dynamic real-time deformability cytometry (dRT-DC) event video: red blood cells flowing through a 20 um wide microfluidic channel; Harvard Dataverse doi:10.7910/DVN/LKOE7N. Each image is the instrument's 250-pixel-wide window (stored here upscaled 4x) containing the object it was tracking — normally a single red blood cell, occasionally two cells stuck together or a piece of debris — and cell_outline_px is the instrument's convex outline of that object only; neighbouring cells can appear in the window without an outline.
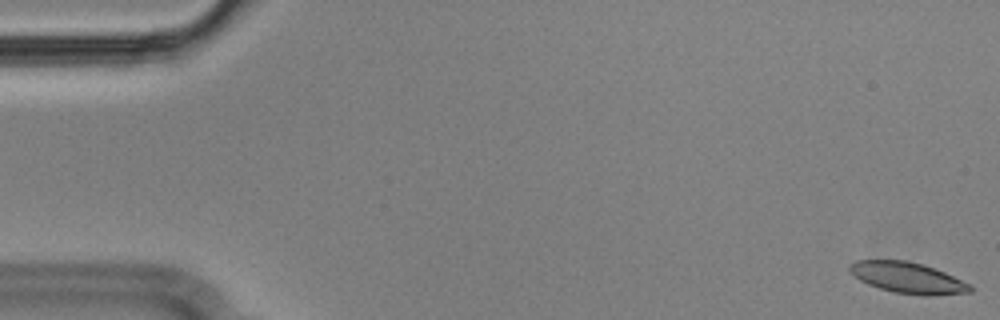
{"species": "Egyptian fruit bat (a non-hibernating species)", "species_latin": "Rousettus aegyptiacus", "temperature_condition": "cold", "stored_images_in_passage": 56, "camera_frame_rate_fps": 3000, "um_per_image_px": 0.085, "animal": {"sex": "male"}, "frame": {"image": 1, "passage_image": 1, "time_ms": 0.0, "image_size_px": [1000, 320], "cell_outline_px": [[972, 292], [928, 296], [924, 296], [896, 292], [880, 288], [868, 284], [860, 280], [848, 268], [856, 260], [904, 260], [924, 264], [944, 272], [972, 284]], "centroid_in_image_um": [77.22, 23.61], "position_along_channel_um": 7.8, "area_um2": 21.62}}
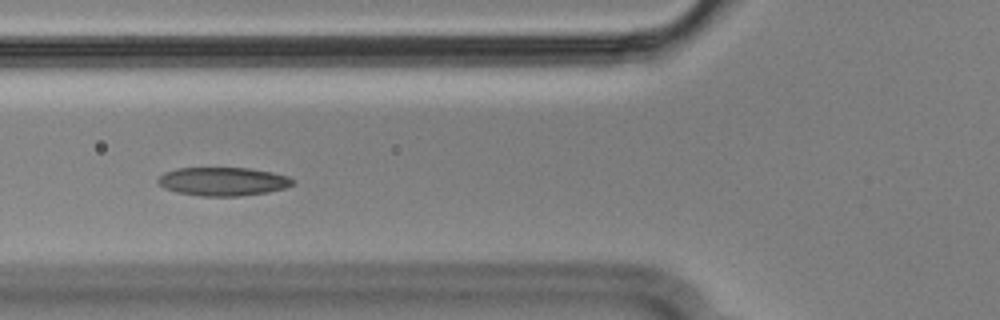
{"frame": {"image": 2, "passage_image": 21, "time_ms": 6.667, "image_size_px": [1000, 320], "cell_outline_px": [[296, 180], [292, 184], [284, 188], [268, 192], [240, 196], [200, 196], [176, 192], [164, 188], [156, 180], [164, 172], [176, 168], [248, 168], [272, 172], [288, 176]], "centroid_in_image_um": [18.94, 15.42], "position_along_channel_um": 106.9, "area_um2": 22.43}}
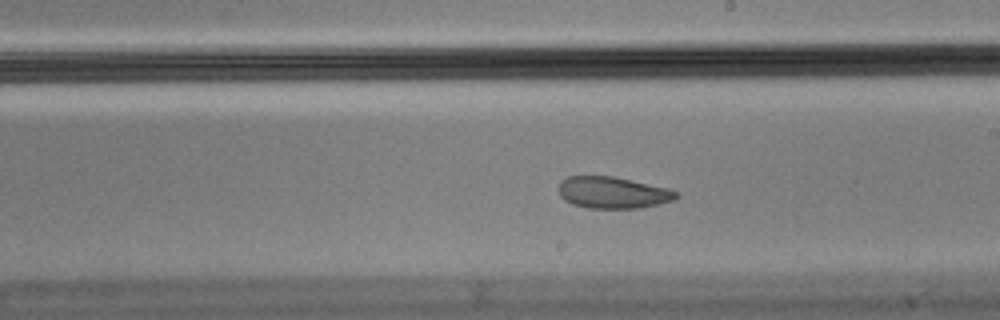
{"frame": {"image": 3, "passage_image": 32, "time_ms": 10.333, "image_size_px": [1000, 320], "cell_outline_px": [[680, 196], [676, 200], [660, 204], [640, 208], [588, 208], [572, 204], [564, 200], [560, 196], [556, 188], [560, 180], [564, 176], [612, 176], [668, 188], [680, 192]], "centroid_in_image_um": [52.07, 16.37], "position_along_channel_um": 236.9, "area_um2": 22.14}, "authors_computed_cell_mechanics": {"area_um2": 22.7154, "velocity_mm_per_s": 3.5511, "shape_relaxation_time_tau1_ms": null, "shape_relaxation_time_tau2_ms": 2.5669, "deformation_change_tau1": null, "deformation_change_tau2": 0.0813}}